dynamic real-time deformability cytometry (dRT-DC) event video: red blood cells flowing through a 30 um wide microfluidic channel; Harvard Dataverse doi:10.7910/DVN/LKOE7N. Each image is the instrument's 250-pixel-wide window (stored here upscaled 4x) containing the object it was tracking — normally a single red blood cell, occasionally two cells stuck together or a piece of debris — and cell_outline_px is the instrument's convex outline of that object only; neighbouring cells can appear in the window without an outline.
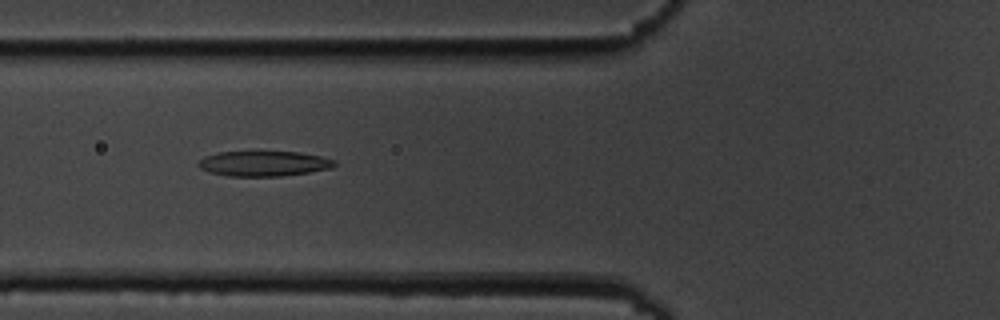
{"species": "common noctule bat (a hibernating species)", "species_latin": "Nyctalus noctula", "temperature_condition": "cold", "stored_images_in_passage": 6, "camera_frame_rate_fps": 3000, "um_per_image_px": 0.085, "animal": {"sex": "male", "body_mass_g": 19.5, "forearm_length_mm": 54.6}, "frame": {"image": 1, "passage_image": 5, "time_ms": 5.667, "image_size_px": [1000, 320], "cell_outline_px": [[336, 164], [332, 168], [308, 172], [280, 176], [228, 176], [208, 172], [200, 168], [196, 164], [204, 156], [220, 152], [300, 152], [320, 156], [336, 160]], "centroid_in_image_um": [22.41, 13.9], "position_along_channel_um": 103.4, "area_um2": 19.94}}
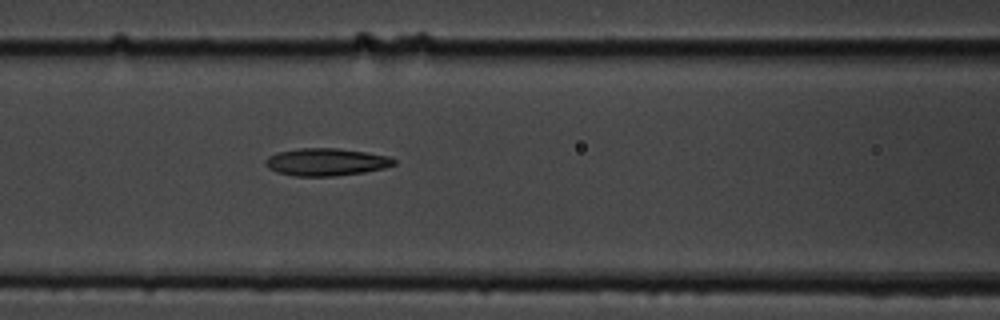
{"frame": {"image": 2, "passage_image": 6, "time_ms": 6.667, "image_size_px": [1000, 320], "cell_outline_px": [[396, 164], [384, 168], [364, 172], [336, 176], [292, 176], [276, 172], [268, 168], [264, 160], [268, 156], [276, 152], [300, 148], [336, 148], [364, 152], [388, 156], [396, 160]], "centroid_in_image_um": [27.69, 13.77], "position_along_channel_um": 138.9, "area_um2": 20.63}}